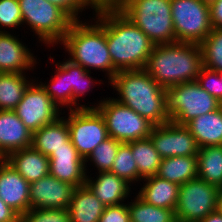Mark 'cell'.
<instances>
[{
  "label": "cell",
  "mask_w": 222,
  "mask_h": 222,
  "mask_svg": "<svg viewBox=\"0 0 222 222\" xmlns=\"http://www.w3.org/2000/svg\"><path fill=\"white\" fill-rule=\"evenodd\" d=\"M93 17L90 16L91 23L88 19L73 21L59 45H63L73 63L90 72H105L109 82L118 71L113 67L106 42V12Z\"/></svg>",
  "instance_id": "6da1fadb"
},
{
  "label": "cell",
  "mask_w": 222,
  "mask_h": 222,
  "mask_svg": "<svg viewBox=\"0 0 222 222\" xmlns=\"http://www.w3.org/2000/svg\"><path fill=\"white\" fill-rule=\"evenodd\" d=\"M108 83L119 95L113 99L130 107L155 126L170 121L167 114L166 89L145 69L118 71Z\"/></svg>",
  "instance_id": "7a4b0ae2"
},
{
  "label": "cell",
  "mask_w": 222,
  "mask_h": 222,
  "mask_svg": "<svg viewBox=\"0 0 222 222\" xmlns=\"http://www.w3.org/2000/svg\"><path fill=\"white\" fill-rule=\"evenodd\" d=\"M203 67L200 44L173 42L155 45L145 67L162 87L197 81Z\"/></svg>",
  "instance_id": "3957f363"
},
{
  "label": "cell",
  "mask_w": 222,
  "mask_h": 222,
  "mask_svg": "<svg viewBox=\"0 0 222 222\" xmlns=\"http://www.w3.org/2000/svg\"><path fill=\"white\" fill-rule=\"evenodd\" d=\"M106 42L117 71L145 69L155 46L121 11L106 12Z\"/></svg>",
  "instance_id": "277c9868"
},
{
  "label": "cell",
  "mask_w": 222,
  "mask_h": 222,
  "mask_svg": "<svg viewBox=\"0 0 222 222\" xmlns=\"http://www.w3.org/2000/svg\"><path fill=\"white\" fill-rule=\"evenodd\" d=\"M120 11L155 45L177 42L171 0H123Z\"/></svg>",
  "instance_id": "5b68a950"
},
{
  "label": "cell",
  "mask_w": 222,
  "mask_h": 222,
  "mask_svg": "<svg viewBox=\"0 0 222 222\" xmlns=\"http://www.w3.org/2000/svg\"><path fill=\"white\" fill-rule=\"evenodd\" d=\"M23 26L28 25L37 42L54 48L60 44L68 32L73 19L57 5L47 0H18Z\"/></svg>",
  "instance_id": "8992f818"
},
{
  "label": "cell",
  "mask_w": 222,
  "mask_h": 222,
  "mask_svg": "<svg viewBox=\"0 0 222 222\" xmlns=\"http://www.w3.org/2000/svg\"><path fill=\"white\" fill-rule=\"evenodd\" d=\"M90 104L88 108H96L104 117L109 137L121 143L148 138L155 126L130 107L117 102L112 96L103 99L101 97L97 103Z\"/></svg>",
  "instance_id": "52a82bcc"
},
{
  "label": "cell",
  "mask_w": 222,
  "mask_h": 222,
  "mask_svg": "<svg viewBox=\"0 0 222 222\" xmlns=\"http://www.w3.org/2000/svg\"><path fill=\"white\" fill-rule=\"evenodd\" d=\"M166 102L170 121L178 125H186L192 119L212 112L222 105L197 81L166 88Z\"/></svg>",
  "instance_id": "ba28073f"
},
{
  "label": "cell",
  "mask_w": 222,
  "mask_h": 222,
  "mask_svg": "<svg viewBox=\"0 0 222 222\" xmlns=\"http://www.w3.org/2000/svg\"><path fill=\"white\" fill-rule=\"evenodd\" d=\"M177 42L200 44L213 29L209 4L201 0H171Z\"/></svg>",
  "instance_id": "9c48e42d"
},
{
  "label": "cell",
  "mask_w": 222,
  "mask_h": 222,
  "mask_svg": "<svg viewBox=\"0 0 222 222\" xmlns=\"http://www.w3.org/2000/svg\"><path fill=\"white\" fill-rule=\"evenodd\" d=\"M63 116L68 124L70 140L85 160L104 140L109 138L104 117L96 108L69 110Z\"/></svg>",
  "instance_id": "30bf717a"
},
{
  "label": "cell",
  "mask_w": 222,
  "mask_h": 222,
  "mask_svg": "<svg viewBox=\"0 0 222 222\" xmlns=\"http://www.w3.org/2000/svg\"><path fill=\"white\" fill-rule=\"evenodd\" d=\"M219 187L200 178L189 180L179 188L175 209L177 222H199L216 210Z\"/></svg>",
  "instance_id": "8fae6325"
},
{
  "label": "cell",
  "mask_w": 222,
  "mask_h": 222,
  "mask_svg": "<svg viewBox=\"0 0 222 222\" xmlns=\"http://www.w3.org/2000/svg\"><path fill=\"white\" fill-rule=\"evenodd\" d=\"M36 77L17 104L15 112L25 126L35 132L65 115L38 83ZM63 113V114H62Z\"/></svg>",
  "instance_id": "7c38bea8"
},
{
  "label": "cell",
  "mask_w": 222,
  "mask_h": 222,
  "mask_svg": "<svg viewBox=\"0 0 222 222\" xmlns=\"http://www.w3.org/2000/svg\"><path fill=\"white\" fill-rule=\"evenodd\" d=\"M150 139L162 159L176 156H197L199 147L185 125L167 122L153 127Z\"/></svg>",
  "instance_id": "4fadbf2b"
},
{
  "label": "cell",
  "mask_w": 222,
  "mask_h": 222,
  "mask_svg": "<svg viewBox=\"0 0 222 222\" xmlns=\"http://www.w3.org/2000/svg\"><path fill=\"white\" fill-rule=\"evenodd\" d=\"M75 188L48 174L30 184V209H68Z\"/></svg>",
  "instance_id": "5bb4252c"
},
{
  "label": "cell",
  "mask_w": 222,
  "mask_h": 222,
  "mask_svg": "<svg viewBox=\"0 0 222 222\" xmlns=\"http://www.w3.org/2000/svg\"><path fill=\"white\" fill-rule=\"evenodd\" d=\"M18 36L9 31L0 32V73H27L39 64V58Z\"/></svg>",
  "instance_id": "9a60e30c"
},
{
  "label": "cell",
  "mask_w": 222,
  "mask_h": 222,
  "mask_svg": "<svg viewBox=\"0 0 222 222\" xmlns=\"http://www.w3.org/2000/svg\"><path fill=\"white\" fill-rule=\"evenodd\" d=\"M0 197L19 216L30 210V183L5 159L0 160Z\"/></svg>",
  "instance_id": "2e32d148"
},
{
  "label": "cell",
  "mask_w": 222,
  "mask_h": 222,
  "mask_svg": "<svg viewBox=\"0 0 222 222\" xmlns=\"http://www.w3.org/2000/svg\"><path fill=\"white\" fill-rule=\"evenodd\" d=\"M49 174L60 181L79 187L86 182L85 160L76 148H60L49 156Z\"/></svg>",
  "instance_id": "e0dca14e"
},
{
  "label": "cell",
  "mask_w": 222,
  "mask_h": 222,
  "mask_svg": "<svg viewBox=\"0 0 222 222\" xmlns=\"http://www.w3.org/2000/svg\"><path fill=\"white\" fill-rule=\"evenodd\" d=\"M31 132L14 110H0V157L6 158L10 153L30 147Z\"/></svg>",
  "instance_id": "ac0fdd59"
},
{
  "label": "cell",
  "mask_w": 222,
  "mask_h": 222,
  "mask_svg": "<svg viewBox=\"0 0 222 222\" xmlns=\"http://www.w3.org/2000/svg\"><path fill=\"white\" fill-rule=\"evenodd\" d=\"M95 177L87 174L85 184L104 206L123 204L132 194L133 186L111 172H95ZM131 186V187H130Z\"/></svg>",
  "instance_id": "d6986e66"
},
{
  "label": "cell",
  "mask_w": 222,
  "mask_h": 222,
  "mask_svg": "<svg viewBox=\"0 0 222 222\" xmlns=\"http://www.w3.org/2000/svg\"><path fill=\"white\" fill-rule=\"evenodd\" d=\"M4 159L30 184L49 174V157L32 146L12 152Z\"/></svg>",
  "instance_id": "ffe728a7"
},
{
  "label": "cell",
  "mask_w": 222,
  "mask_h": 222,
  "mask_svg": "<svg viewBox=\"0 0 222 222\" xmlns=\"http://www.w3.org/2000/svg\"><path fill=\"white\" fill-rule=\"evenodd\" d=\"M72 145L68 124L62 115L33 132L31 146L45 156L49 157L56 150L70 148Z\"/></svg>",
  "instance_id": "44dd1931"
},
{
  "label": "cell",
  "mask_w": 222,
  "mask_h": 222,
  "mask_svg": "<svg viewBox=\"0 0 222 222\" xmlns=\"http://www.w3.org/2000/svg\"><path fill=\"white\" fill-rule=\"evenodd\" d=\"M143 186L136 193L146 203L175 211L180 185L154 175L143 179Z\"/></svg>",
  "instance_id": "7402d4cb"
},
{
  "label": "cell",
  "mask_w": 222,
  "mask_h": 222,
  "mask_svg": "<svg viewBox=\"0 0 222 222\" xmlns=\"http://www.w3.org/2000/svg\"><path fill=\"white\" fill-rule=\"evenodd\" d=\"M199 148L222 145V105L209 113L200 115L185 125Z\"/></svg>",
  "instance_id": "603a6c76"
},
{
  "label": "cell",
  "mask_w": 222,
  "mask_h": 222,
  "mask_svg": "<svg viewBox=\"0 0 222 222\" xmlns=\"http://www.w3.org/2000/svg\"><path fill=\"white\" fill-rule=\"evenodd\" d=\"M105 206L84 184L73 191L68 207L70 222H98Z\"/></svg>",
  "instance_id": "cb8c5ba5"
},
{
  "label": "cell",
  "mask_w": 222,
  "mask_h": 222,
  "mask_svg": "<svg viewBox=\"0 0 222 222\" xmlns=\"http://www.w3.org/2000/svg\"><path fill=\"white\" fill-rule=\"evenodd\" d=\"M65 59L66 58H64L63 61L59 60V63L67 70L68 88H72V110L88 108L86 103L80 104L79 102L83 96L86 97L85 95H87L89 91L92 92L94 85L98 83V85L104 84L103 80H94L91 76L92 72L85 70L82 66L73 63L68 58Z\"/></svg>",
  "instance_id": "d4e9b609"
},
{
  "label": "cell",
  "mask_w": 222,
  "mask_h": 222,
  "mask_svg": "<svg viewBox=\"0 0 222 222\" xmlns=\"http://www.w3.org/2000/svg\"><path fill=\"white\" fill-rule=\"evenodd\" d=\"M197 175V156H176L162 159L156 176L181 185Z\"/></svg>",
  "instance_id": "484cf974"
},
{
  "label": "cell",
  "mask_w": 222,
  "mask_h": 222,
  "mask_svg": "<svg viewBox=\"0 0 222 222\" xmlns=\"http://www.w3.org/2000/svg\"><path fill=\"white\" fill-rule=\"evenodd\" d=\"M33 81L26 73H0V110H15Z\"/></svg>",
  "instance_id": "4316f807"
},
{
  "label": "cell",
  "mask_w": 222,
  "mask_h": 222,
  "mask_svg": "<svg viewBox=\"0 0 222 222\" xmlns=\"http://www.w3.org/2000/svg\"><path fill=\"white\" fill-rule=\"evenodd\" d=\"M197 173L205 182L222 187V145L199 148Z\"/></svg>",
  "instance_id": "83f0119b"
},
{
  "label": "cell",
  "mask_w": 222,
  "mask_h": 222,
  "mask_svg": "<svg viewBox=\"0 0 222 222\" xmlns=\"http://www.w3.org/2000/svg\"><path fill=\"white\" fill-rule=\"evenodd\" d=\"M131 152L137 164L140 185L143 179L157 175L162 158L150 137L131 141Z\"/></svg>",
  "instance_id": "f1b7e54d"
},
{
  "label": "cell",
  "mask_w": 222,
  "mask_h": 222,
  "mask_svg": "<svg viewBox=\"0 0 222 222\" xmlns=\"http://www.w3.org/2000/svg\"><path fill=\"white\" fill-rule=\"evenodd\" d=\"M55 65V72L51 74L53 76H51L49 83L42 81L38 83L61 111L72 110V88H68L67 70L58 61ZM64 107L67 109L64 110Z\"/></svg>",
  "instance_id": "f546056e"
},
{
  "label": "cell",
  "mask_w": 222,
  "mask_h": 222,
  "mask_svg": "<svg viewBox=\"0 0 222 222\" xmlns=\"http://www.w3.org/2000/svg\"><path fill=\"white\" fill-rule=\"evenodd\" d=\"M127 201L131 222H177L175 211L146 203L138 195Z\"/></svg>",
  "instance_id": "4dcf8cb0"
},
{
  "label": "cell",
  "mask_w": 222,
  "mask_h": 222,
  "mask_svg": "<svg viewBox=\"0 0 222 222\" xmlns=\"http://www.w3.org/2000/svg\"><path fill=\"white\" fill-rule=\"evenodd\" d=\"M121 144L122 143L120 141H117L112 137H109L101 142L85 159L86 174H88V171L90 170L88 165L92 164V166L95 167L94 170H97L98 172H109ZM89 161L92 164H89Z\"/></svg>",
  "instance_id": "1f68e13d"
},
{
  "label": "cell",
  "mask_w": 222,
  "mask_h": 222,
  "mask_svg": "<svg viewBox=\"0 0 222 222\" xmlns=\"http://www.w3.org/2000/svg\"><path fill=\"white\" fill-rule=\"evenodd\" d=\"M109 172L116 174L131 185L134 183L136 185L139 182L137 164L131 152V142L122 143L119 146L116 158Z\"/></svg>",
  "instance_id": "d6a6232c"
},
{
  "label": "cell",
  "mask_w": 222,
  "mask_h": 222,
  "mask_svg": "<svg viewBox=\"0 0 222 222\" xmlns=\"http://www.w3.org/2000/svg\"><path fill=\"white\" fill-rule=\"evenodd\" d=\"M203 66L222 71V29L213 28L201 43Z\"/></svg>",
  "instance_id": "836d02e7"
},
{
  "label": "cell",
  "mask_w": 222,
  "mask_h": 222,
  "mask_svg": "<svg viewBox=\"0 0 222 222\" xmlns=\"http://www.w3.org/2000/svg\"><path fill=\"white\" fill-rule=\"evenodd\" d=\"M22 25L23 22L19 1L0 0V32H7L10 28L13 32L14 29H18Z\"/></svg>",
  "instance_id": "e575fe53"
},
{
  "label": "cell",
  "mask_w": 222,
  "mask_h": 222,
  "mask_svg": "<svg viewBox=\"0 0 222 222\" xmlns=\"http://www.w3.org/2000/svg\"><path fill=\"white\" fill-rule=\"evenodd\" d=\"M19 222H70V216L67 209H30Z\"/></svg>",
  "instance_id": "d590c367"
},
{
  "label": "cell",
  "mask_w": 222,
  "mask_h": 222,
  "mask_svg": "<svg viewBox=\"0 0 222 222\" xmlns=\"http://www.w3.org/2000/svg\"><path fill=\"white\" fill-rule=\"evenodd\" d=\"M198 84L222 103V79L218 71L202 67L197 78Z\"/></svg>",
  "instance_id": "8d00e7d4"
},
{
  "label": "cell",
  "mask_w": 222,
  "mask_h": 222,
  "mask_svg": "<svg viewBox=\"0 0 222 222\" xmlns=\"http://www.w3.org/2000/svg\"><path fill=\"white\" fill-rule=\"evenodd\" d=\"M98 222H131L127 203L105 206Z\"/></svg>",
  "instance_id": "74e56055"
},
{
  "label": "cell",
  "mask_w": 222,
  "mask_h": 222,
  "mask_svg": "<svg viewBox=\"0 0 222 222\" xmlns=\"http://www.w3.org/2000/svg\"><path fill=\"white\" fill-rule=\"evenodd\" d=\"M81 3L87 9H92L94 16L104 12L120 11L123 0H81Z\"/></svg>",
  "instance_id": "f35d334b"
},
{
  "label": "cell",
  "mask_w": 222,
  "mask_h": 222,
  "mask_svg": "<svg viewBox=\"0 0 222 222\" xmlns=\"http://www.w3.org/2000/svg\"><path fill=\"white\" fill-rule=\"evenodd\" d=\"M64 10L74 21L80 20L83 11L87 8L81 3V0H47ZM79 16V17H78Z\"/></svg>",
  "instance_id": "ab89813d"
},
{
  "label": "cell",
  "mask_w": 222,
  "mask_h": 222,
  "mask_svg": "<svg viewBox=\"0 0 222 222\" xmlns=\"http://www.w3.org/2000/svg\"><path fill=\"white\" fill-rule=\"evenodd\" d=\"M210 21L213 28L222 29V0H215L209 4Z\"/></svg>",
  "instance_id": "60d3db41"
},
{
  "label": "cell",
  "mask_w": 222,
  "mask_h": 222,
  "mask_svg": "<svg viewBox=\"0 0 222 222\" xmlns=\"http://www.w3.org/2000/svg\"><path fill=\"white\" fill-rule=\"evenodd\" d=\"M20 216L12 210L0 197V222H19Z\"/></svg>",
  "instance_id": "b9f144b4"
},
{
  "label": "cell",
  "mask_w": 222,
  "mask_h": 222,
  "mask_svg": "<svg viewBox=\"0 0 222 222\" xmlns=\"http://www.w3.org/2000/svg\"><path fill=\"white\" fill-rule=\"evenodd\" d=\"M199 222H222V214L219 213L217 210H215L214 212H211Z\"/></svg>",
  "instance_id": "7bdbcfd3"
},
{
  "label": "cell",
  "mask_w": 222,
  "mask_h": 222,
  "mask_svg": "<svg viewBox=\"0 0 222 222\" xmlns=\"http://www.w3.org/2000/svg\"><path fill=\"white\" fill-rule=\"evenodd\" d=\"M216 210L222 214V187H219Z\"/></svg>",
  "instance_id": "ee69618b"
},
{
  "label": "cell",
  "mask_w": 222,
  "mask_h": 222,
  "mask_svg": "<svg viewBox=\"0 0 222 222\" xmlns=\"http://www.w3.org/2000/svg\"><path fill=\"white\" fill-rule=\"evenodd\" d=\"M201 1H203V2H205V3H207V4H210V3H212V2L215 1V0H201Z\"/></svg>",
  "instance_id": "f6af8a7d"
},
{
  "label": "cell",
  "mask_w": 222,
  "mask_h": 222,
  "mask_svg": "<svg viewBox=\"0 0 222 222\" xmlns=\"http://www.w3.org/2000/svg\"><path fill=\"white\" fill-rule=\"evenodd\" d=\"M219 75H220V77H221V79H222V71H221V72H219Z\"/></svg>",
  "instance_id": "bcb514c9"
}]
</instances>
